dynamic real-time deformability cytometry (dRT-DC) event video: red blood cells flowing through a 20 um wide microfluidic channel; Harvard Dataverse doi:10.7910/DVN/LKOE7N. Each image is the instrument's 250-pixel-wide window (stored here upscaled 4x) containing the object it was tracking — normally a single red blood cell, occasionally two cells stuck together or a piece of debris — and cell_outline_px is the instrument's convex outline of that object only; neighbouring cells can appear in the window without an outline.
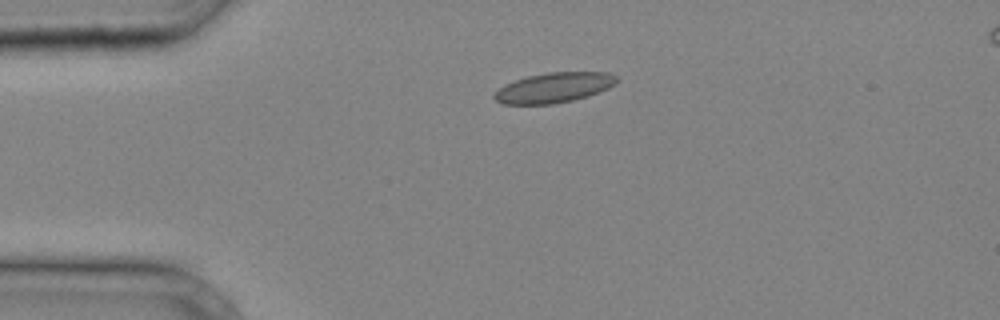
{"species": "common noctule bat (a hibernating species)", "species_latin": "Nyctalus noctula", "temperature_condition": "cold", "stored_images_in_passage": 27, "camera_frame_rate_fps": 3000, "um_per_image_px": 0.085, "animal": {"sex": "male", "body_mass_g": 20.4}, "frame": {"image": 1, "passage_image": 1, "time_ms": 0.0, "image_size_px": [1000, 320], "cell_outline_px": [[616, 80], [608, 88], [588, 96], [572, 100], [552, 104], [504, 104], [496, 100], [492, 96], [504, 84], [528, 76], [548, 72], [608, 72], [616, 76]], "centroid_in_image_um": [47.06, 7.45], "position_along_channel_um": 37.9, "area_um2": 21.15}}
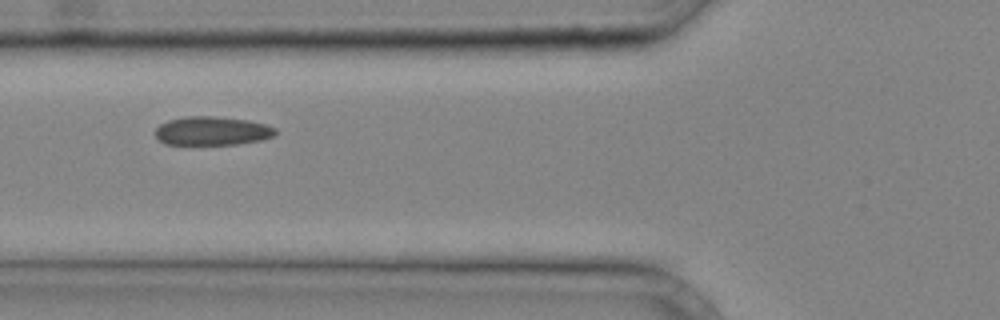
{"frame": {"image": 2, "passage_image": 7, "time_ms": 2.0, "image_size_px": [1000, 320], "cell_outline_px": [[276, 132], [272, 136], [260, 140], [236, 144], [164, 144], [156, 136], [156, 128], [160, 124], [168, 120], [184, 116], [216, 116], [248, 120], [264, 124], [276, 128]], "centroid_in_image_um": [18.01, 11.11], "position_along_channel_um": 107.8, "area_um2": 20.0}}
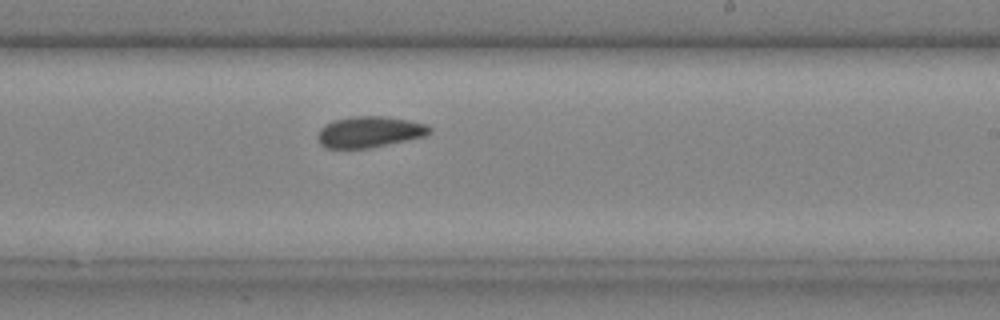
{"frame": {"image": 3, "passage_image": 16, "time_ms": 5.0, "image_size_px": [1000, 320], "cell_outline_px": [[432, 132], [424, 136], [388, 144], [368, 148], [324, 148], [316, 140], [316, 136], [320, 128], [324, 124], [336, 120], [352, 116], [384, 116], [408, 120], [424, 124], [432, 128]], "centroid_in_image_um": [31.35, 11.21], "position_along_channel_um": 257.6, "area_um2": 20.29}}